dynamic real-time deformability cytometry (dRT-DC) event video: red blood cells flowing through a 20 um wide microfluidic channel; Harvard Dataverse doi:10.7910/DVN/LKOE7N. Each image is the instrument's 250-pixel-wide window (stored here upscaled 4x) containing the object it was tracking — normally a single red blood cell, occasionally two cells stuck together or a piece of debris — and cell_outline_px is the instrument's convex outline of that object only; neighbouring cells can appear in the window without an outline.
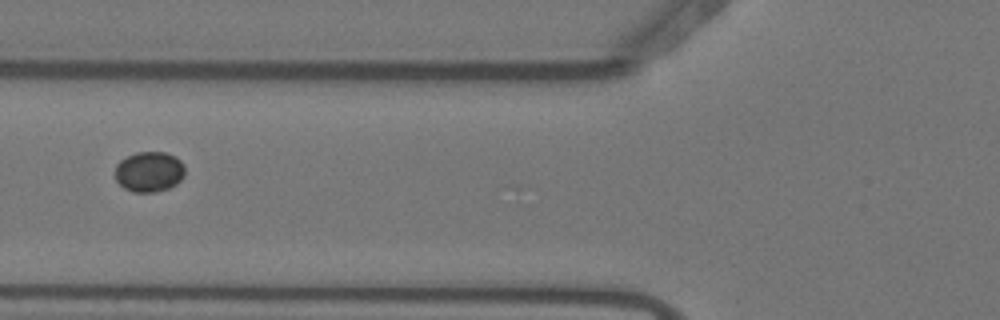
{"species": "Egyptian fruit bat (a non-hibernating species)", "species_latin": "Rousettus aegyptiacus", "temperature_condition": "warm", "stored_images_in_passage": 5, "camera_frame_rate_fps": 3000, "um_per_image_px": 0.085, "animal": {"sex": "female"}, "frame": {"image": 1, "passage_image": 3, "time_ms": 0.667, "image_size_px": [1000, 320], "cell_outline_px": [[184, 176], [176, 184], [168, 188], [156, 192], [132, 192], [124, 188], [116, 180], [116, 164], [120, 160], [136, 152], [164, 152], [176, 156], [184, 164]], "centroid_in_image_um": [12.69, 14.59], "position_along_channel_um": 113.1, "area_um2": 16.47}}
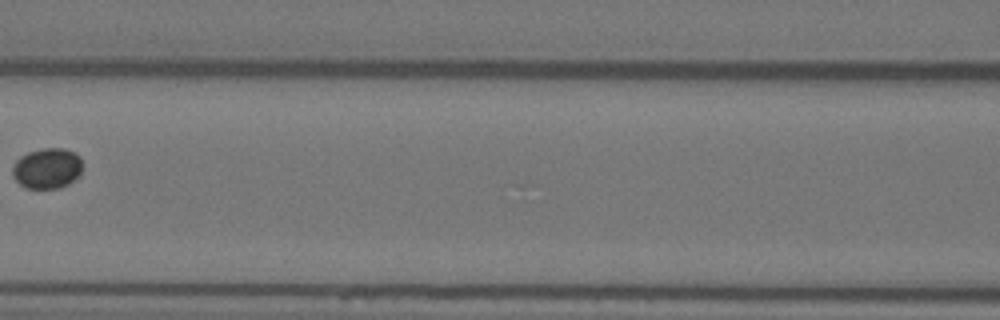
{"frame": {"image": 2, "passage_image": 4, "time_ms": 1.0, "image_size_px": [1000, 320], "cell_outline_px": [[80, 172], [68, 184], [60, 188], [28, 188], [20, 184], [12, 176], [12, 168], [16, 160], [20, 156], [28, 152], [44, 148], [64, 148], [76, 152], [80, 156]], "centroid_in_image_um": [3.98, 14.29], "position_along_channel_um": 162.6, "area_um2": 16.42}}
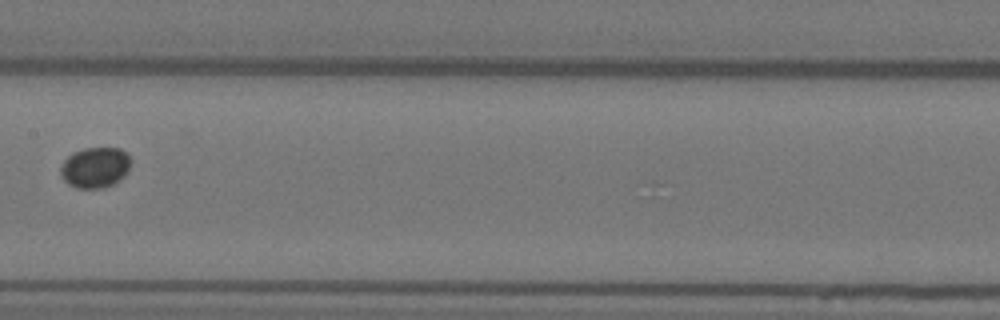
{"frame": {"image": 3, "passage_image": 5, "time_ms": 1.333, "image_size_px": [1000, 320], "cell_outline_px": [[128, 172], [124, 176], [112, 184], [104, 188], [76, 188], [68, 184], [60, 176], [60, 168], [64, 160], [72, 152], [84, 148], [120, 148], [128, 156]], "centroid_in_image_um": [8.03, 14.24], "position_along_channel_um": 199.4, "area_um2": 16.53}}